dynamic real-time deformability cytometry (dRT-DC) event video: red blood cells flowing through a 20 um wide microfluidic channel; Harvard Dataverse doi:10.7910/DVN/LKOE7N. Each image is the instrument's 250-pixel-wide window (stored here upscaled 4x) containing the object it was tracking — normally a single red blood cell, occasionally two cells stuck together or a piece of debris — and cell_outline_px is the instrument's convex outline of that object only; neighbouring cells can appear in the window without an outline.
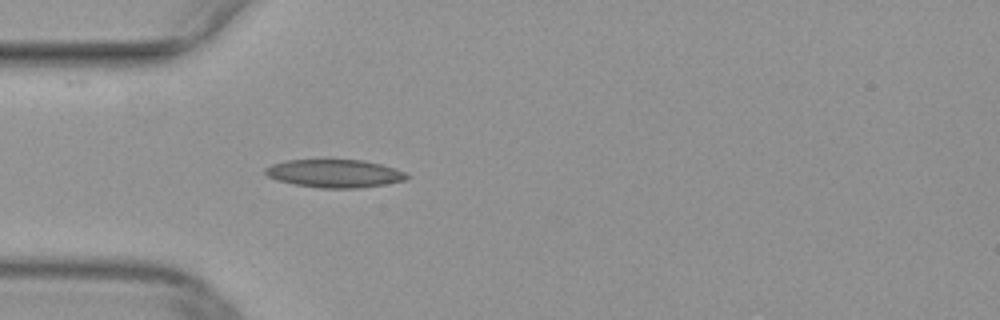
{"species": "common noctule bat (a hibernating species)", "species_latin": "Nyctalus noctula", "temperature_condition": "warm", "stored_images_in_passage": 36, "camera_frame_rate_fps": 3000, "um_per_image_px": 0.085, "animal": {"sex": "female", "body_mass_g": 29.2, "forearm_length_mm": 56.3}, "frame": {"image": 1, "passage_image": 1, "time_ms": 0.0, "image_size_px": [1000, 320], "cell_outline_px": [[412, 176], [408, 180], [384, 184], [356, 188], [320, 188], [292, 184], [276, 180], [268, 176], [264, 172], [264, 168], [272, 164], [288, 160], [364, 160], [380, 164], [404, 172]], "centroid_in_image_um": [28.43, 14.75], "position_along_channel_um": 56.6, "area_um2": 23.12}}
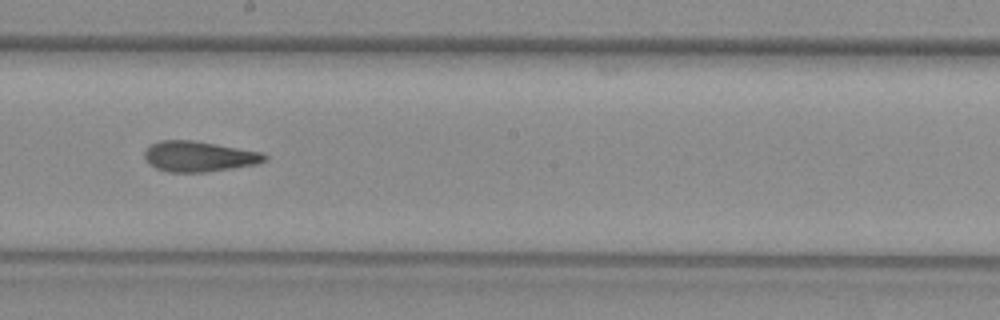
{"frame": {"image": 2, "passage_image": 14, "time_ms": 4.333, "image_size_px": [1000, 320], "cell_outline_px": [[268, 160], [256, 164], [232, 168], [204, 172], [168, 172], [156, 168], [148, 164], [144, 156], [144, 152], [152, 144], [160, 140], [192, 140], [216, 144], [260, 152], [268, 156]], "centroid_in_image_um": [16.89, 13.3], "position_along_channel_um": 231.3, "area_um2": 21.21}}
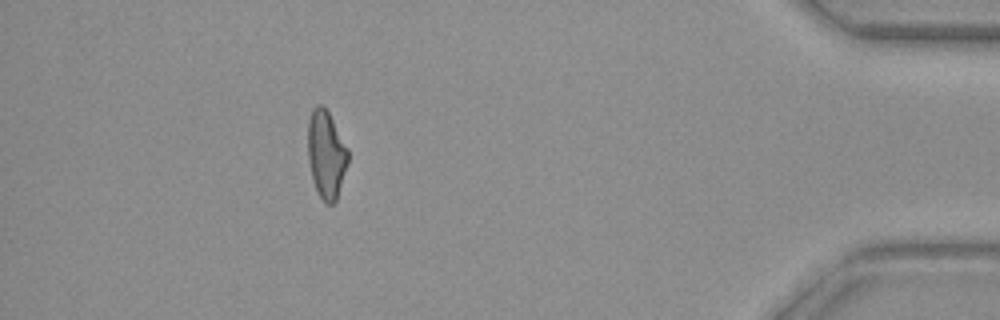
{"frame": {"image": 3, "passage_image": 31, "time_ms": 10.0, "image_size_px": [1000, 320], "cell_outline_px": [[348, 160], [336, 200], [332, 204], [324, 204], [316, 192], [312, 180], [308, 160], [308, 120], [312, 108], [316, 104], [324, 104], [348, 148]], "centroid_in_image_um": [27.7, 13.11], "position_along_channel_um": 407.5, "area_um2": 20.75}}